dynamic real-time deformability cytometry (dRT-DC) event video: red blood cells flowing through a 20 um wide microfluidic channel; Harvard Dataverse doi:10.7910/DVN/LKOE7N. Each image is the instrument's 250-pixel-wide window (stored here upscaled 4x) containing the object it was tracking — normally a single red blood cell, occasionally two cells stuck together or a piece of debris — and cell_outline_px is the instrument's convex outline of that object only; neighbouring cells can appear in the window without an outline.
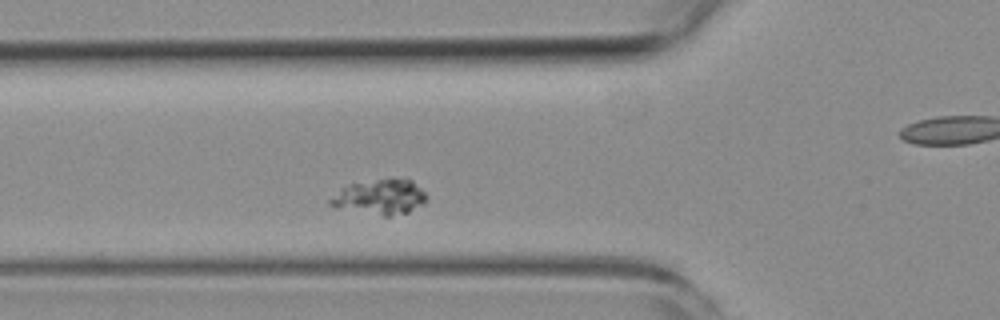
{"species": "common noctule bat (a hibernating species)", "species_latin": "Nyctalus noctula", "temperature_condition": "room temperature", "stored_images_in_passage": 4, "segment_of_instrument_passage": [1, 2], "camera_frame_rate_fps": 3000, "um_per_image_px": 0.085, "animal": {"sex": "female", "body_mass_g": 19.3, "forearm_length_mm": 54.1}, "frame": {"image": 1, "passage_image": 3, "time_ms": 2.333, "image_size_px": [1000, 320], "cell_outline_px": [[428, 200], [424, 204], [408, 212], [388, 216], [384, 216], [328, 204], [328, 200], [340, 188], [348, 184], [392, 176], [412, 180], [428, 196]], "centroid_in_image_um": [32.36, 16.69], "position_along_channel_um": 93.4, "area_um2": 19.77}}